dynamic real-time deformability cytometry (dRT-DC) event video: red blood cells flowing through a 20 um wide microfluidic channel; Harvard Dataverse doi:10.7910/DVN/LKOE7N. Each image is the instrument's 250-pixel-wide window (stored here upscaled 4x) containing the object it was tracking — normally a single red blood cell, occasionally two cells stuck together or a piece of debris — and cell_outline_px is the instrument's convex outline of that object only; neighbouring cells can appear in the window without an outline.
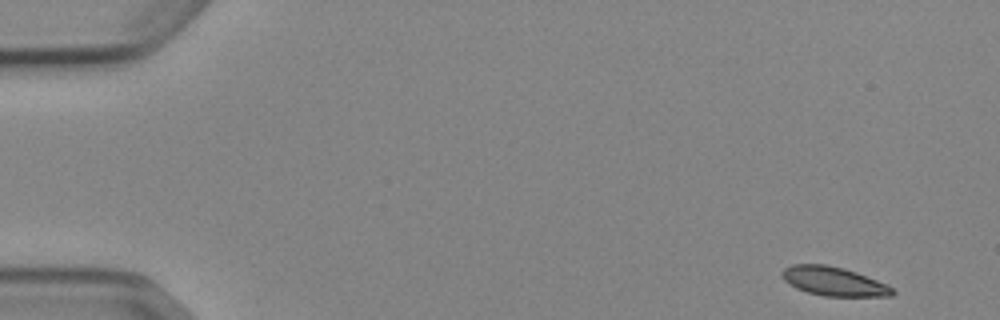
{"species": "Egyptian fruit bat (a non-hibernating species)", "species_latin": "Rousettus aegyptiacus", "temperature_condition": "cold", "stored_images_in_passage": 50, "camera_frame_rate_fps": 3000, "um_per_image_px": 0.085, "animal": {"sex": "female"}, "frame": {"image": 1, "passage_image": 1, "time_ms": 0.0, "image_size_px": [1000, 320], "cell_outline_px": [[896, 292], [892, 296], [824, 296], [808, 292], [796, 288], [784, 280], [780, 272], [784, 268], [792, 264], [824, 264], [844, 268], [856, 272], [876, 280], [892, 288]], "centroid_in_image_um": [70.83, 23.91], "position_along_channel_um": 14.2, "area_um2": 18.5}}
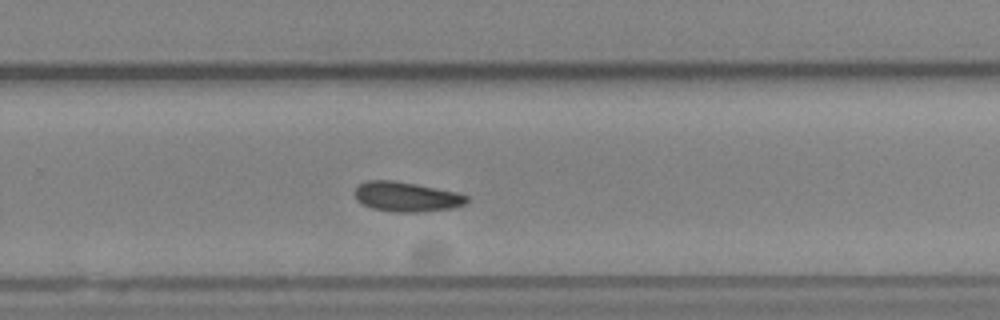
{"frame": {"image": 2, "passage_image": 33, "time_ms": 10.667, "image_size_px": [1000, 320], "cell_outline_px": [[468, 200], [464, 204], [452, 208], [420, 212], [396, 212], [372, 208], [356, 200], [352, 192], [364, 180], [396, 180], [456, 192], [468, 196]], "centroid_in_image_um": [34.51, 16.71], "position_along_channel_um": 295.3, "area_um2": 19.48}}
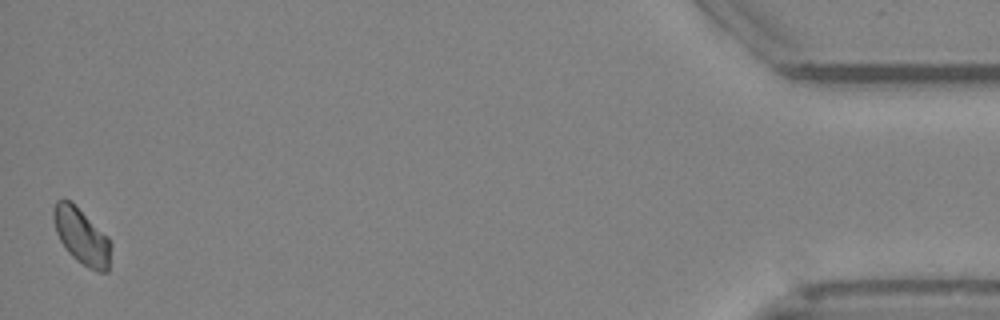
{"frame": {"image": 3, "passage_image": 50, "time_ms": 16.333, "image_size_px": [1000, 320], "cell_outline_px": [[112, 244], [108, 272], [96, 272], [88, 268], [76, 260], [68, 252], [60, 240], [56, 232], [52, 216], [52, 212], [56, 200], [68, 200], [108, 236]], "centroid_in_image_um": [6.95, 20.14], "position_along_channel_um": 428.2, "area_um2": 18.61}}